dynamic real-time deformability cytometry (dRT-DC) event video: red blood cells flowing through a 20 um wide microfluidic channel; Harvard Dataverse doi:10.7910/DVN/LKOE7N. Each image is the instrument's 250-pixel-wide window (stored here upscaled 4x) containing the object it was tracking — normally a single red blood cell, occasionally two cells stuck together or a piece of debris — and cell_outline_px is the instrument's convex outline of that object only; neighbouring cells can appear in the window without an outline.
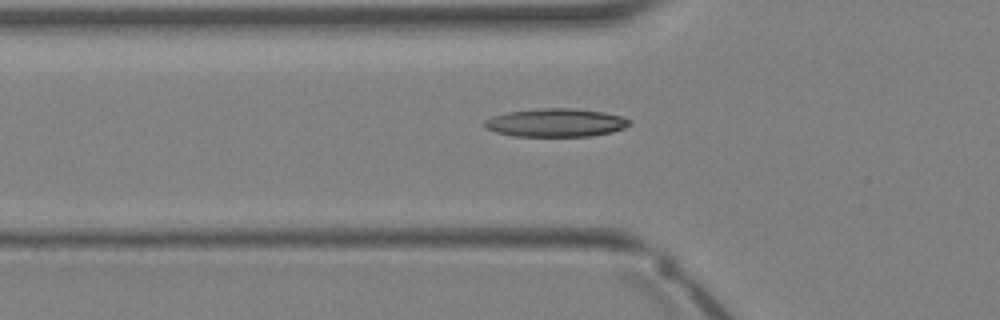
{"species": "Egyptian fruit bat (a non-hibernating species)", "species_latin": "Rousettus aegyptiacus", "temperature_condition": "warm", "stored_images_in_passage": 4, "camera_frame_rate_fps": 3000, "um_per_image_px": 0.085, "animal": {"sex": "female"}, "frame": {"image": 1, "passage_image": 4, "time_ms": 3.667, "image_size_px": [1000, 320], "cell_outline_px": [[632, 124], [624, 128], [612, 132], [592, 136], [516, 136], [496, 132], [488, 128], [484, 124], [484, 120], [492, 116], [508, 112], [544, 108], [572, 108], [604, 112], [620, 116], [632, 120]], "centroid_in_image_um": [47.29, 10.43], "position_along_channel_um": 78.5, "area_um2": 23.81}}